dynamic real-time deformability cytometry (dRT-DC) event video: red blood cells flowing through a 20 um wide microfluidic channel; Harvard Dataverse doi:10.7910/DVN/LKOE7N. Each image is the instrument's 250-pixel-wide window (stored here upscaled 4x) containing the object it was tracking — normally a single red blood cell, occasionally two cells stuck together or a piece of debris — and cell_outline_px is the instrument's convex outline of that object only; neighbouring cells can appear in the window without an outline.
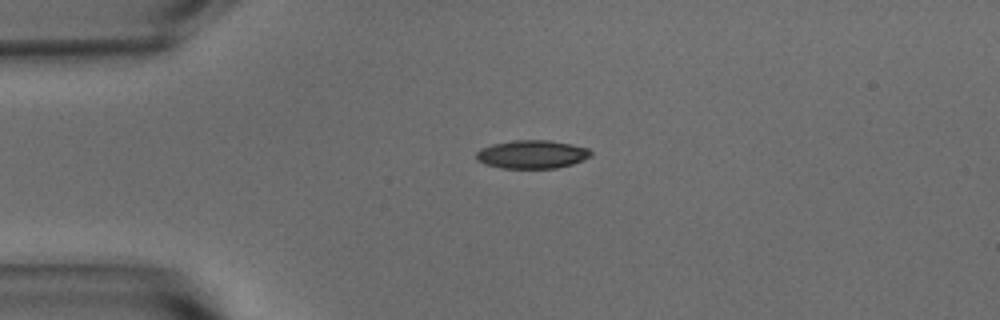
{"species": "common noctule bat (a hibernating species)", "species_latin": "Nyctalus noctula", "temperature_condition": "warm", "stored_images_in_passage": 37, "camera_frame_rate_fps": 3000, "um_per_image_px": 0.085, "animal": {"sex": "male", "body_mass_g": 15.6}, "frame": {"image": 1, "passage_image": 1, "time_ms": 0.0, "image_size_px": [1000, 320], "cell_outline_px": [[592, 156], [584, 160], [572, 164], [556, 168], [500, 168], [484, 164], [476, 160], [476, 152], [480, 148], [492, 144], [512, 140], [548, 140], [572, 144], [588, 148], [592, 152]], "centroid_in_image_um": [45.21, 13.12], "position_along_channel_um": 39.8, "area_um2": 19.13}}
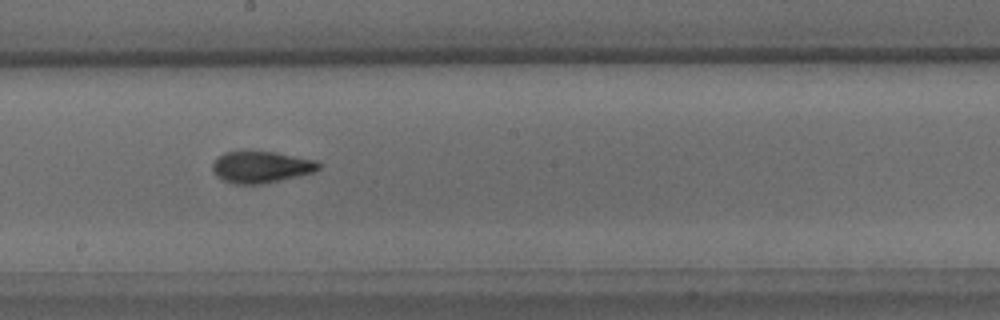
{"frame": {"image": 2, "passage_image": 18, "time_ms": 5.667, "image_size_px": [1000, 320], "cell_outline_px": [[320, 168], [312, 172], [300, 176], [260, 184], [232, 184], [216, 176], [212, 172], [212, 164], [224, 152], [244, 148], [276, 152], [316, 160], [320, 164]], "centroid_in_image_um": [22.15, 14.15], "position_along_channel_um": 226.0, "area_um2": 20.17}}
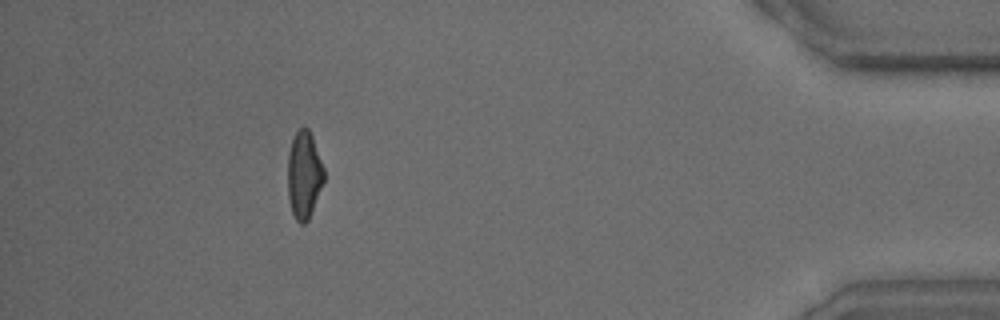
{"frame": {"image": 3, "passage_image": 37, "time_ms": 12.0, "image_size_px": [1000, 320], "cell_outline_px": [[324, 180], [312, 212], [308, 220], [304, 224], [300, 224], [296, 220], [292, 212], [288, 196], [288, 152], [292, 140], [296, 132], [300, 128], [308, 128], [312, 136], [324, 168]], "centroid_in_image_um": [25.84, 14.88], "position_along_channel_um": 409.4, "area_um2": 18.38}, "authors_computed_cell_mechanics": {"area_um2": 18.9584, "velocity_mm_per_s": 3.759, "shape_relaxation_time_tau1_ms": 4.3235, "shape_relaxation_time_tau2_ms": 2.1703, "deformation_change_tau1": 0.1843, "deformation_change_tau2": 0.0939}}